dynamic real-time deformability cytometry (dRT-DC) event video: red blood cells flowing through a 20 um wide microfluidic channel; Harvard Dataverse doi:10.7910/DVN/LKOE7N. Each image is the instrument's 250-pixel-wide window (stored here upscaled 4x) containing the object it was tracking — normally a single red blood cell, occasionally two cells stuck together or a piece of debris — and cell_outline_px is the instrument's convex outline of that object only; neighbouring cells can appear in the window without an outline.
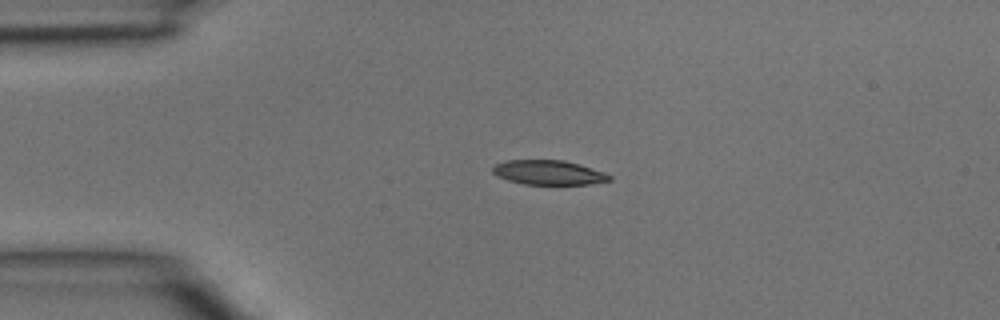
{"species": "common noctule bat (a hibernating species)", "species_latin": "Nyctalus noctula", "temperature_condition": "room temperature", "stored_images_in_passage": 3, "camera_frame_rate_fps": 3000, "um_per_image_px": 0.085, "animal": {"sex": "male", "body_mass_g": 15.6}, "frame": {"image": 1, "passage_image": 2, "time_ms": 0.333, "image_size_px": [1000, 320], "cell_outline_px": [[612, 180], [592, 184], [524, 184], [508, 180], [496, 176], [492, 172], [492, 168], [496, 164], [508, 160], [564, 160], [580, 164], [604, 172], [612, 176]], "centroid_in_image_um": [46.65, 14.66], "position_along_channel_um": 38.4, "area_um2": 16.7}}
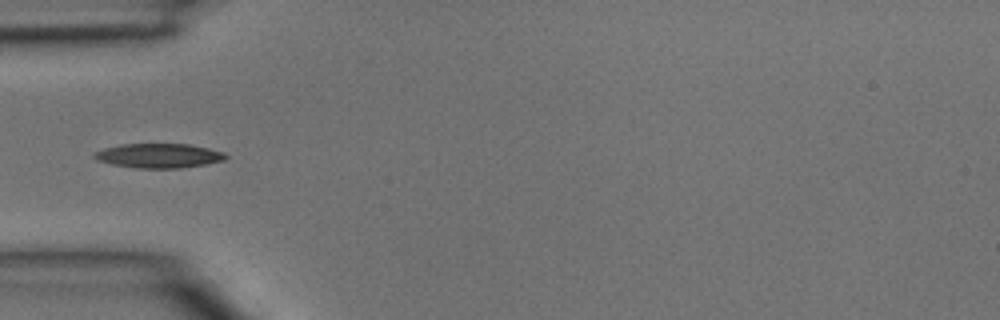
{"frame": {"image": 2, "passage_image": 3, "time_ms": 0.667, "image_size_px": [1000, 320], "cell_outline_px": [[228, 156], [224, 160], [204, 164], [180, 168], [136, 168], [112, 164], [96, 160], [92, 156], [92, 152], [104, 148], [120, 144], [188, 144], [208, 148], [224, 152]], "centroid_in_image_um": [13.45, 13.23], "position_along_channel_um": 71.6, "area_um2": 18.73}}